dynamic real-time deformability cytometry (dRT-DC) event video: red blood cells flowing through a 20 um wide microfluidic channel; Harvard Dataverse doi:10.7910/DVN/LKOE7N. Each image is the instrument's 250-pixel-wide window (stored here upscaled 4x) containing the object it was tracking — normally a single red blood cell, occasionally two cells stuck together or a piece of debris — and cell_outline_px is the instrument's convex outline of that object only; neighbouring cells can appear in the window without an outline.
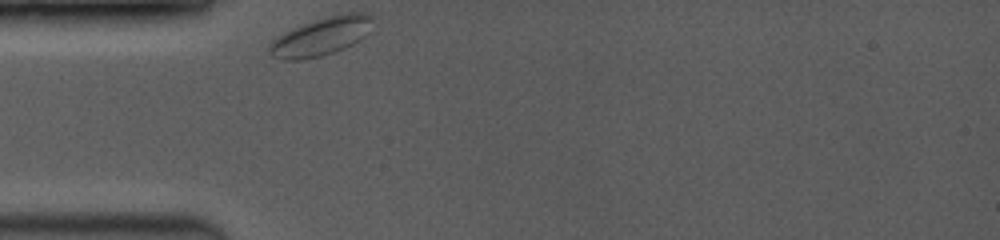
{"species": "common noctule bat (a hibernating species)", "species_latin": "Nyctalus noctula", "temperature_condition": "room temperature", "stored_images_in_passage": 44, "camera_frame_rate_fps": 3500, "um_per_image_px": 0.085, "animal": {"sex": "female", "body_mass_g": 19.0, "forearm_length_mm": 53.3}, "frame": {"image": 1, "passage_image": 1, "time_ms": 0.0, "image_size_px": [1000, 240], "cell_outline_px": [[372, 32], [360, 40], [344, 48], [320, 56], [300, 60], [284, 60], [272, 56], [268, 52], [268, 44], [272, 40], [284, 32], [292, 28], [324, 16], [348, 12], [368, 12]], "centroid_in_image_um": [27.29, 3.09], "position_along_channel_um": 57.7, "area_um2": 23.18}}
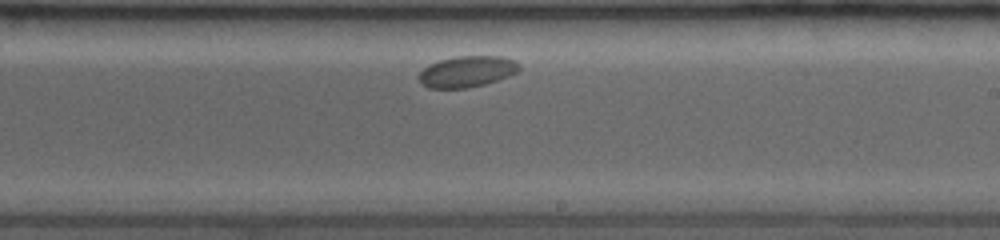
{"frame": {"image": 2, "passage_image": 26, "time_ms": 5.714, "image_size_px": [1000, 240], "cell_outline_px": [[520, 68], [516, 72], [508, 76], [484, 84], [468, 88], [428, 88], [420, 84], [416, 76], [428, 64], [440, 60], [456, 56], [500, 56], [516, 60], [520, 64]], "centroid_in_image_um": [39.65, 6.08], "position_along_channel_um": 249.3, "area_um2": 18.38}}
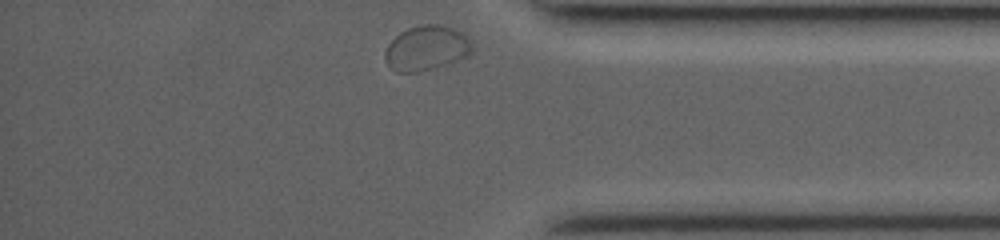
{"frame": {"image": 3, "passage_image": 43, "time_ms": 10.0, "image_size_px": [1000, 240], "cell_outline_px": [[472, 52], [456, 60], [432, 68], [416, 72], [396, 72], [384, 60], [384, 52], [388, 44], [400, 32], [408, 28], [424, 24], [440, 24], [452, 28], [460, 32], [472, 40]], "centroid_in_image_um": [36.22, 4.07], "position_along_channel_um": 399.0, "area_um2": 22.48}}